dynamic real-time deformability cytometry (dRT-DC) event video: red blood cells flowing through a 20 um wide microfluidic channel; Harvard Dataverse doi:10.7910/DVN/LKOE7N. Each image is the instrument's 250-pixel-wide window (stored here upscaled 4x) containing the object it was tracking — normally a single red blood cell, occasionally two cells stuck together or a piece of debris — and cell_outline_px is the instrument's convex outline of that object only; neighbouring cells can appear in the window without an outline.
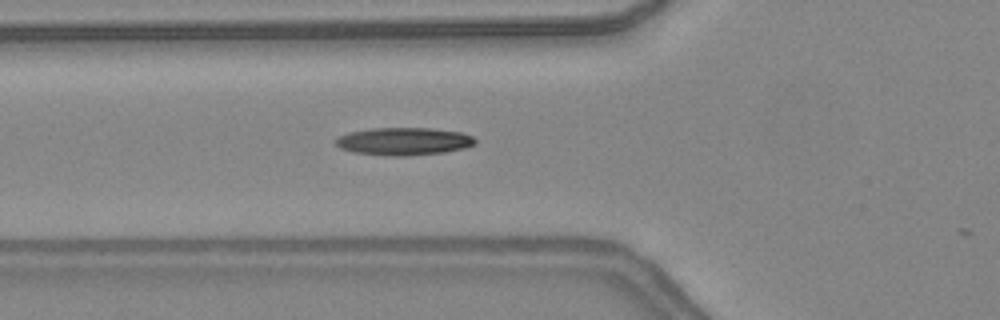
{"species": "common noctule bat (a hibernating species)", "species_latin": "Nyctalus noctula", "temperature_condition": "warm", "stored_images_in_passage": 29, "camera_frame_rate_fps": 3000, "um_per_image_px": 0.085, "animal": {"sex": "female", "body_mass_g": 24.6, "forearm_length_mm": 56.2}, "frame": {"image": 1, "passage_image": 5, "time_ms": 1.333, "image_size_px": [1000, 320], "cell_outline_px": [[476, 144], [464, 148], [444, 152], [408, 156], [388, 156], [352, 152], [340, 148], [336, 144], [336, 140], [340, 136], [348, 132], [372, 128], [432, 128], [460, 132], [472, 136], [476, 140]], "centroid_in_image_um": [34.32, 12.02], "position_along_channel_um": 91.5, "area_um2": 22.54}}
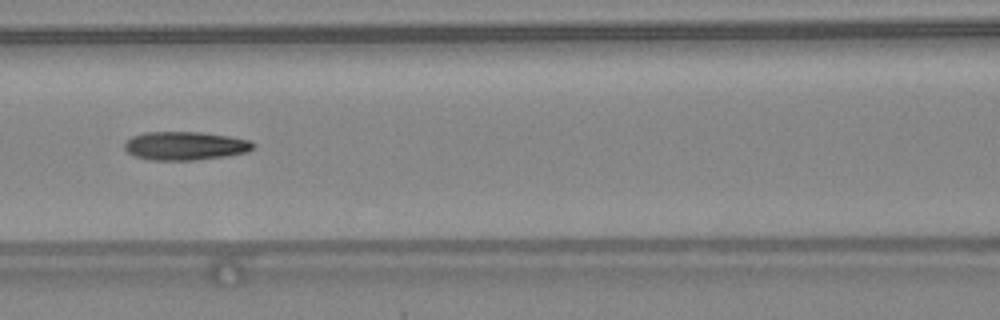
{"frame": {"image": 2, "passage_image": 9, "time_ms": 2.667, "image_size_px": [1000, 320], "cell_outline_px": [[256, 144], [248, 152], [224, 156], [196, 160], [148, 160], [132, 156], [124, 148], [124, 144], [132, 136], [144, 132], [200, 132], [228, 136], [248, 140]], "centroid_in_image_um": [15.7, 12.4], "position_along_channel_um": 150.9, "area_um2": 21.39}}